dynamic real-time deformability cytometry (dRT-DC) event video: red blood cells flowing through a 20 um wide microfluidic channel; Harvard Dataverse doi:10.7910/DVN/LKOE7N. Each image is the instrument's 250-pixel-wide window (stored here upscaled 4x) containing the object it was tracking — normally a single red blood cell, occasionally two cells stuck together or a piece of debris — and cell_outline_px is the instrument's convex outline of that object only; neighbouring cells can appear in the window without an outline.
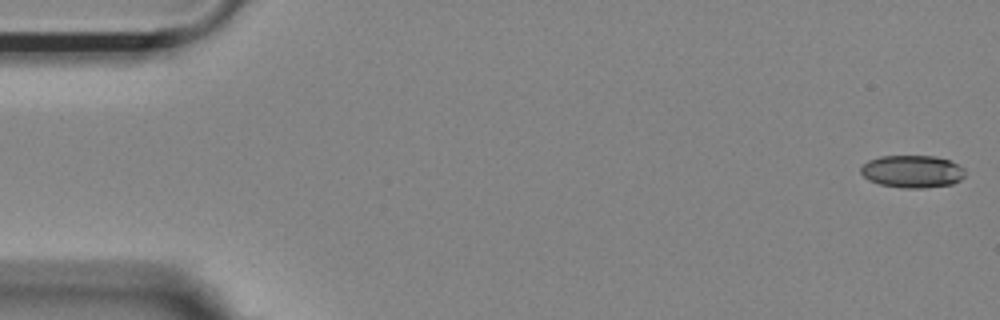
{"species": "Egyptian fruit bat (a non-hibernating species)", "species_latin": "Rousettus aegyptiacus", "temperature_condition": "room temperature", "stored_images_in_passage": 53, "camera_frame_rate_fps": 3000, "um_per_image_px": 0.085, "animal": {"sex": "female"}, "frame": {"image": 1, "passage_image": 1, "time_ms": 0.0, "image_size_px": [1000, 320], "cell_outline_px": [[964, 176], [960, 180], [952, 184], [924, 188], [904, 188], [880, 184], [868, 180], [860, 172], [860, 168], [868, 160], [880, 156], [936, 156], [948, 160], [964, 168]], "centroid_in_image_um": [77.53, 14.57], "position_along_channel_um": 7.5, "area_um2": 19.71}}
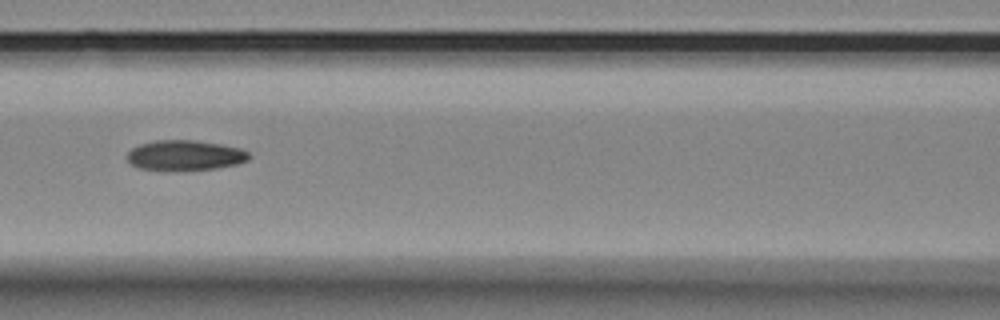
{"frame": {"image": 2, "passage_image": 23, "time_ms": 7.333, "image_size_px": [1000, 320], "cell_outline_px": [[252, 156], [248, 160], [236, 164], [216, 168], [140, 168], [132, 164], [128, 160], [128, 152], [132, 148], [140, 144], [156, 140], [196, 140], [220, 144], [240, 148], [248, 152]], "centroid_in_image_um": [15.77, 13.16], "position_along_channel_um": 150.8, "area_um2": 20.63}}
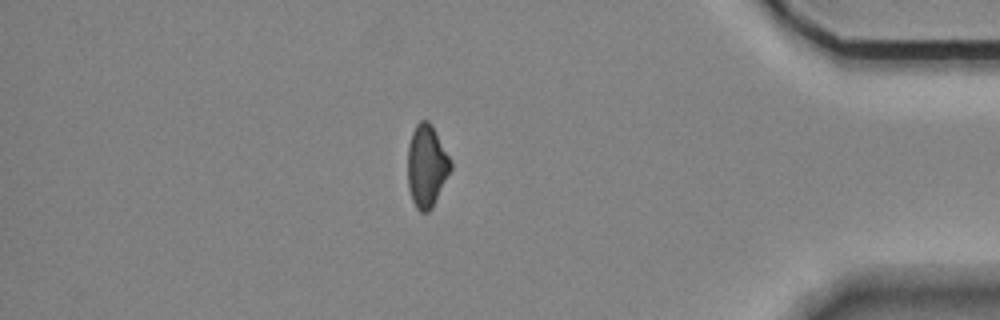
{"frame": {"image": 3, "passage_image": 46, "time_ms": 15.0, "image_size_px": [1000, 320], "cell_outline_px": [[452, 168], [432, 208], [428, 212], [420, 212], [416, 208], [412, 200], [408, 188], [408, 144], [412, 132], [416, 124], [420, 120], [428, 120], [432, 124], [452, 160]], "centroid_in_image_um": [36.27, 14.09], "position_along_channel_um": 398.9, "area_um2": 20.87}, "authors_computed_cell_mechanics": {"area_um2": 21.2126, "velocity_mm_per_s": 3.7068, "shape_relaxation_time_tau1_ms": null, "shape_relaxation_time_tau2_ms": 10.5633, "deformation_change_tau1": null, "deformation_change_tau2": 0.1842}}